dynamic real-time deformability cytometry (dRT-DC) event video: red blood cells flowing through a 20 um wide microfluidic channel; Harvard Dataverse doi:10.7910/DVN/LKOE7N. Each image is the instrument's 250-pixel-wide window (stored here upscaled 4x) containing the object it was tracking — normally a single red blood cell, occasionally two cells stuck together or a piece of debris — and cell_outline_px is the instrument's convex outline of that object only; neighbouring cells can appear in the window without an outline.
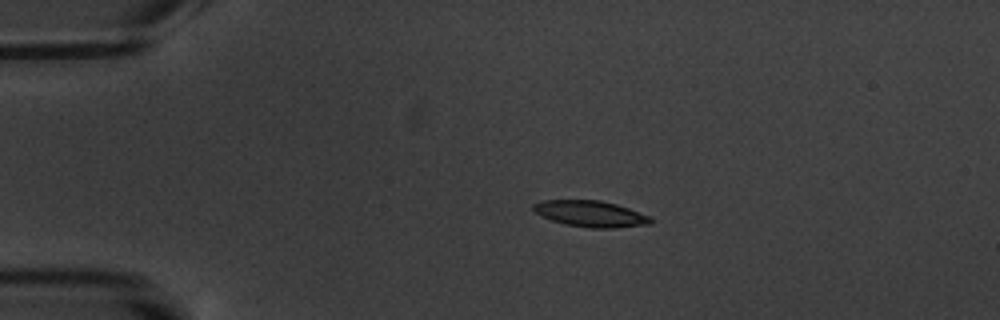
{"species": "common noctule bat (a hibernating species)", "species_latin": "Nyctalus noctula", "temperature_condition": "warm", "stored_images_in_passage": 4, "camera_frame_rate_fps": 3000, "um_per_image_px": 0.085, "animal": {"sex": "male", "body_mass_g": 20.1, "forearm_length_mm": 53.5}, "frame": {"image": 1, "passage_image": 1, "time_ms": 0.0, "image_size_px": [1000, 320], "cell_outline_px": [[652, 224], [616, 228], [592, 228], [564, 224], [552, 220], [536, 212], [532, 208], [532, 204], [544, 200], [600, 200], [616, 204], [652, 216]], "centroid_in_image_um": [50.25, 18.17], "position_along_channel_um": 34.7, "area_um2": 17.92}}
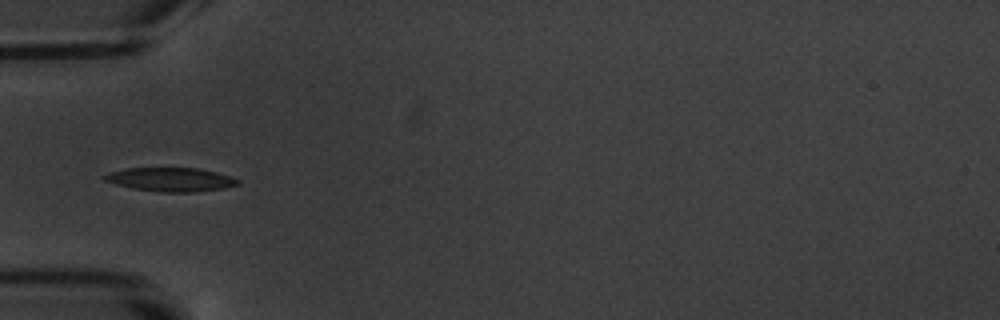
{"frame": {"image": 2, "passage_image": 3, "time_ms": 2.333, "image_size_px": [1000, 320], "cell_outline_px": [[240, 184], [224, 188], [196, 192], [160, 192], [132, 188], [116, 184], [104, 180], [100, 176], [108, 172], [124, 168], [200, 168], [216, 172], [240, 180]], "centroid_in_image_um": [14.48, 15.25], "position_along_channel_um": 70.5, "area_um2": 18.61}}